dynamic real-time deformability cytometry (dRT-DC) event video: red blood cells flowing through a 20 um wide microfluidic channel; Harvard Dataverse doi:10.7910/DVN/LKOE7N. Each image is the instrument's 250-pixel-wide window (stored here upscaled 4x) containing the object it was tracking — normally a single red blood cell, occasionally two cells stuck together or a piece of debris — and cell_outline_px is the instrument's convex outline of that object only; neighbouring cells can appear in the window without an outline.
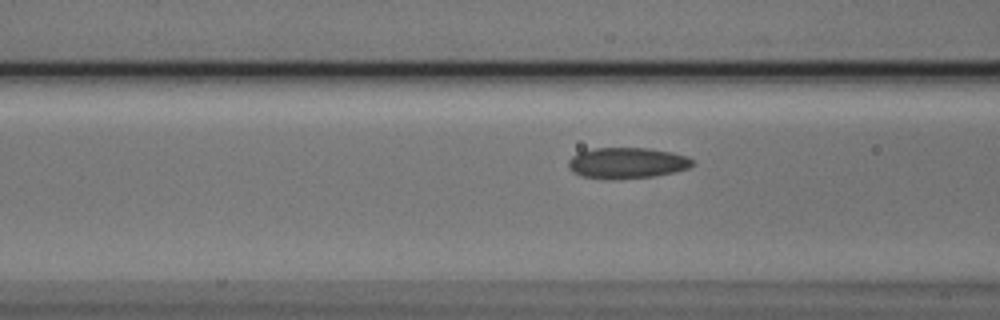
{"species": "Egyptian fruit bat (a non-hibernating species)", "species_latin": "Rousettus aegyptiacus", "temperature_condition": "cold", "stored_images_in_passage": 11, "camera_frame_rate_fps": 3000, "um_per_image_px": 0.085, "animal": {"sex": "male"}, "frame": {"image": 1, "passage_image": 8, "time_ms": 2.333, "image_size_px": [1000, 320], "cell_outline_px": [[696, 164], [688, 168], [672, 172], [652, 176], [612, 180], [608, 180], [584, 176], [572, 172], [568, 168], [568, 160], [572, 156], [580, 152], [596, 148], [648, 148], [672, 152], [688, 156]], "centroid_in_image_um": [53.29, 13.85], "position_along_channel_um": 113.3, "area_um2": 22.43}}